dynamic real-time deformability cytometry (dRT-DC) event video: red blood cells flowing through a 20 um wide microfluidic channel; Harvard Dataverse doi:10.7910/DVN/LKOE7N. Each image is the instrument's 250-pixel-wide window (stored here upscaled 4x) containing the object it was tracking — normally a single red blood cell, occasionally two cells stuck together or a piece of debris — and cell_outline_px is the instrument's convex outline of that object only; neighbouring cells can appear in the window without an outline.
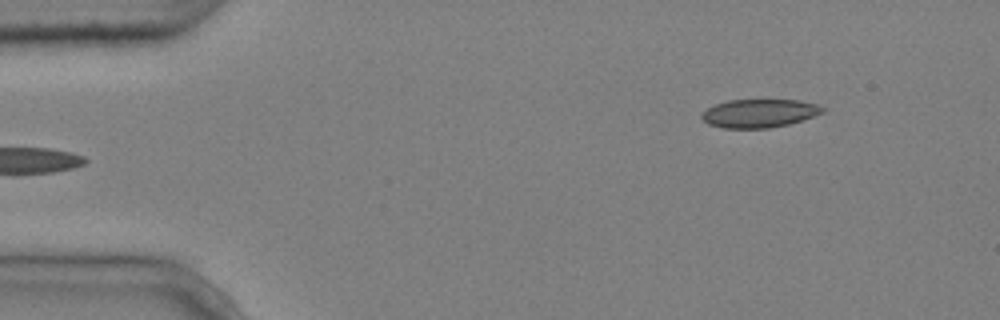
{"species": "common noctule bat (a hibernating species)", "species_latin": "Nyctalus noctula", "temperature_condition": "cold", "stored_images_in_passage": 4, "segment_of_instrument_passage": [2, 2], "camera_frame_rate_fps": 3000, "um_per_image_px": 0.085, "animal": {"sex": "male", "body_mass_g": 20.4}, "frame": {"image": 1, "passage_image": 4, "time_ms": 1.0, "image_size_px": [1000, 320], "cell_outline_px": [[824, 112], [788, 124], [768, 128], [724, 128], [708, 124], [700, 116], [700, 112], [716, 104], [728, 100], [800, 100], [820, 104], [824, 108]], "centroid_in_image_um": [64.52, 9.62], "position_along_channel_um": 20.5, "area_um2": 19.94}}